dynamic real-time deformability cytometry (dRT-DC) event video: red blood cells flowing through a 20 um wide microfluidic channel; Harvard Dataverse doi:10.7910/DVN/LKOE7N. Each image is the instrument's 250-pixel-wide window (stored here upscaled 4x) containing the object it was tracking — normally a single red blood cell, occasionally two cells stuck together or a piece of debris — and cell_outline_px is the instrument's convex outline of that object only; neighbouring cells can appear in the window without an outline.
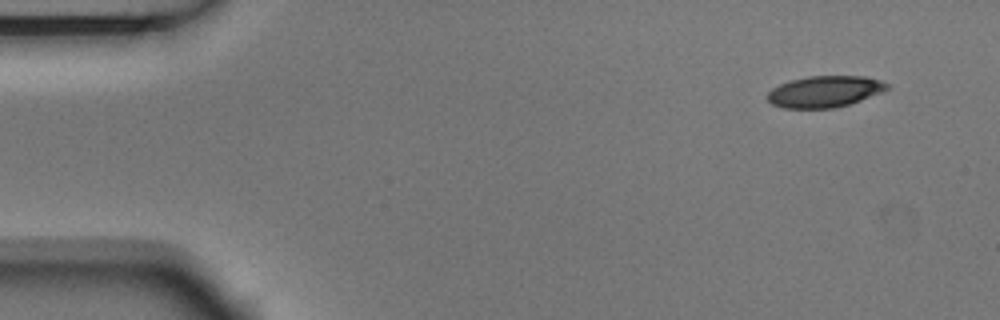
{"species": "Egyptian fruit bat (a non-hibernating species)", "species_latin": "Rousettus aegyptiacus", "temperature_condition": "room temperature", "stored_images_in_passage": 4, "camera_frame_rate_fps": 3000, "um_per_image_px": 0.085, "animal": {"sex": "male"}, "frame": {"image": 1, "passage_image": 1, "time_ms": 0.0, "image_size_px": [1000, 320], "cell_outline_px": [[888, 88], [884, 92], [848, 104], [832, 108], [784, 108], [772, 104], [768, 100], [768, 92], [772, 88], [780, 84], [792, 80], [808, 76], [864, 76], [880, 80], [888, 84]], "centroid_in_image_um": [70.11, 7.78], "position_along_channel_um": 14.9, "area_um2": 21.73}}
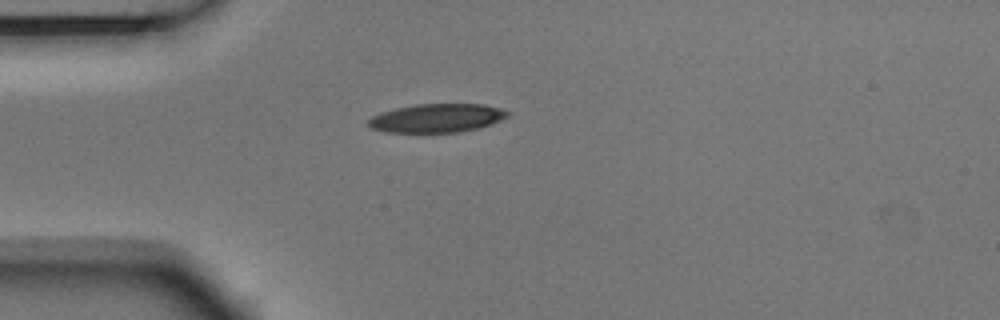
{"frame": {"image": 2, "passage_image": 3, "time_ms": 0.667, "image_size_px": [1000, 320], "cell_outline_px": [[508, 116], [500, 120], [476, 128], [460, 132], [384, 132], [372, 128], [364, 124], [372, 116], [380, 112], [396, 108], [416, 104], [484, 104], [500, 108], [508, 112]], "centroid_in_image_um": [37.06, 10.03], "position_along_channel_um": 47.9, "area_um2": 23.12}}